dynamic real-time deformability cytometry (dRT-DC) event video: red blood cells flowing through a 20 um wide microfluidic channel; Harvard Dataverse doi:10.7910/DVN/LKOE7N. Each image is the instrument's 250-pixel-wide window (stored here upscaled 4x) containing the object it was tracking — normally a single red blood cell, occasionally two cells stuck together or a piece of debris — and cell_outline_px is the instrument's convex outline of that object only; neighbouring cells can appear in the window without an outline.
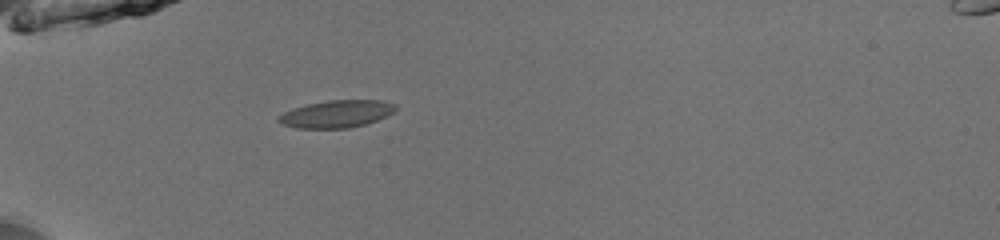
{"species": "common noctule bat (a hibernating species)", "species_latin": "Nyctalus noctula", "temperature_condition": "room temperature", "stored_images_in_passage": 36, "camera_frame_rate_fps": 3000, "um_per_image_px": 0.085, "animal": {"sex": "male", "body_mass_g": 13.0, "forearm_length_mm": 53.1}, "frame": {"image": 1, "passage_image": 1, "time_ms": 0.0, "image_size_px": [1000, 240], "cell_outline_px": [[396, 108], [392, 112], [376, 120], [364, 124], [348, 128], [296, 128], [284, 124], [276, 120], [276, 116], [292, 108], [308, 104], [328, 100], [384, 100], [396, 104]], "centroid_in_image_um": [28.57, 9.67], "position_along_channel_um": 56.4, "area_um2": 18.55}}
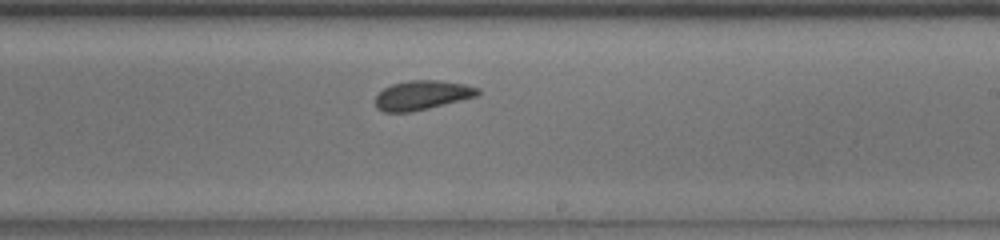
{"frame": {"image": 2, "passage_image": 17, "time_ms": 5.333, "image_size_px": [1000, 240], "cell_outline_px": [[480, 92], [476, 96], [412, 112], [384, 112], [376, 108], [376, 96], [384, 88], [392, 84], [408, 80], [440, 80], [464, 84], [480, 88]], "centroid_in_image_um": [35.87, 8.08], "position_along_channel_um": 253.1, "area_um2": 17.4}}
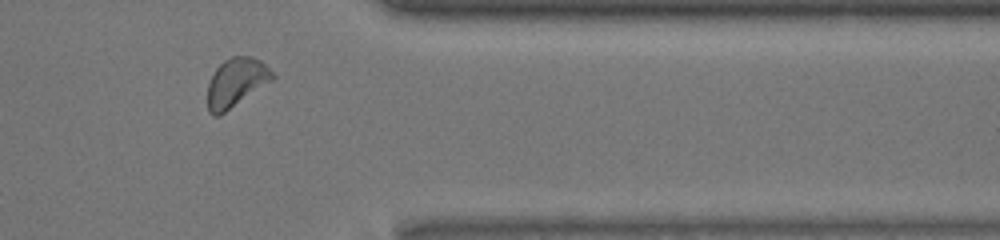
{"frame": {"image": 3, "passage_image": 28, "time_ms": 9.0, "image_size_px": [1000, 240], "cell_outline_px": [[276, 76], [272, 80], [220, 116], [212, 116], [208, 112], [208, 84], [216, 68], [224, 60], [232, 56], [252, 56], [260, 60]], "centroid_in_image_um": [20.05, 7.02], "position_along_channel_um": 391.3, "area_um2": 18.32}, "authors_computed_cell_mechanics": {"area_um2": 18.0914, "velocity_mm_per_s": 3.9277, "shape_relaxation_time_tau1_ms": 2.8168, "shape_relaxation_time_tau2_ms": 1.3911, "deformation_change_tau1": 0.0814, "deformation_change_tau2": 0.079}}